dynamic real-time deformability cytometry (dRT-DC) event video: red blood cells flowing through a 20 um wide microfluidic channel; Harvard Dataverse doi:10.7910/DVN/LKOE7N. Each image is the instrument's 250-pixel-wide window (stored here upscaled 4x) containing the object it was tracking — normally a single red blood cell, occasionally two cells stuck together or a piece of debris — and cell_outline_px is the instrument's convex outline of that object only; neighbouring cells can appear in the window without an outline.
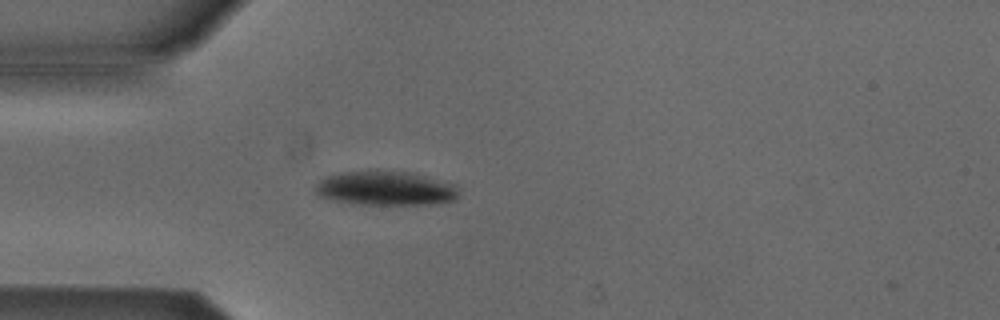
{"species": "Egyptian fruit bat (a non-hibernating species)", "species_latin": "Rousettus aegyptiacus", "temperature_condition": "cold", "stored_images_in_passage": 4, "camera_frame_rate_fps": 3000, "um_per_image_px": 0.085, "animal": {"sex": "male"}, "frame": {"image": 1, "passage_image": 4, "time_ms": 3.667, "image_size_px": [1000, 320], "cell_outline_px": [[460, 196], [456, 200], [432, 204], [352, 204], [316, 196], [312, 184], [324, 176], [340, 172], [376, 168], [416, 172], [456, 184], [460, 188]], "centroid_in_image_um": [32.75, 15.96], "position_along_channel_um": 52.2, "area_um2": 30.29}}